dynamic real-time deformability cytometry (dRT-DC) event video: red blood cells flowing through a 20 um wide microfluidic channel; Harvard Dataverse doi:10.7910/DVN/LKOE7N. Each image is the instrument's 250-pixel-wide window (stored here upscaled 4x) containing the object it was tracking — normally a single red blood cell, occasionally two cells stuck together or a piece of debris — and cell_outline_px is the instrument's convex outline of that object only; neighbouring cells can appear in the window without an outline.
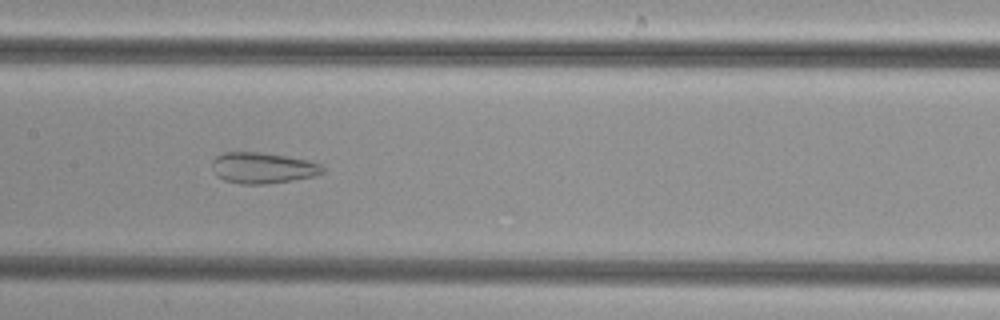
{"species": "common noctule bat (a hibernating species)", "species_latin": "Nyctalus noctula", "temperature_condition": "cold", "stored_images_in_passage": 46, "camera_frame_rate_fps": 3000, "um_per_image_px": 0.085, "animal": {"sex": "female", "body_mass_g": 29.2, "forearm_length_mm": 56.3}, "frame": {"image": 1, "passage_image": 20, "time_ms": 6.333, "image_size_px": [1000, 320], "cell_outline_px": [[324, 172], [316, 176], [268, 184], [244, 184], [224, 180], [216, 176], [212, 168], [212, 160], [216, 156], [224, 152], [260, 152], [308, 160], [320, 164], [324, 168]], "centroid_in_image_um": [22.32, 14.27], "position_along_channel_um": 185.1, "area_um2": 20.0}}
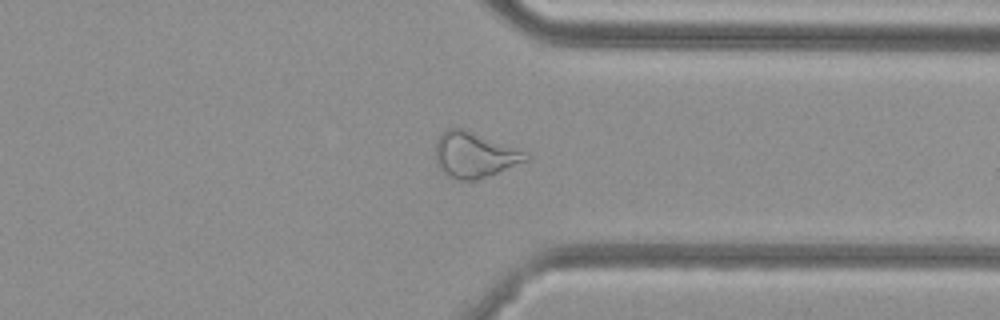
{"frame": {"image": 2, "passage_image": 34, "time_ms": 11.0, "image_size_px": [1000, 320], "cell_outline_px": [[528, 160], [476, 180], [460, 180], [444, 172], [440, 168], [436, 160], [436, 140], [448, 128], [460, 128], [520, 152], [528, 156]], "centroid_in_image_um": [40.23, 13.19], "position_along_channel_um": 371.2, "area_um2": 22.37}}
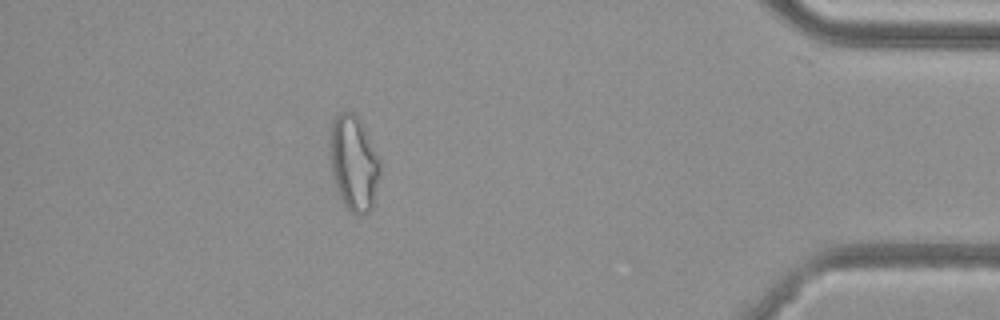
{"frame": {"image": 3, "passage_image": 40, "time_ms": 13.0, "image_size_px": [1000, 320], "cell_outline_px": [[380, 176], [372, 208], [368, 212], [360, 216], [356, 216], [344, 208], [336, 188], [328, 156], [328, 148], [332, 120], [340, 112], [352, 112], [360, 120], [380, 160]], "centroid_in_image_um": [30.04, 13.91], "position_along_channel_um": 405.2, "area_um2": 28.32}}